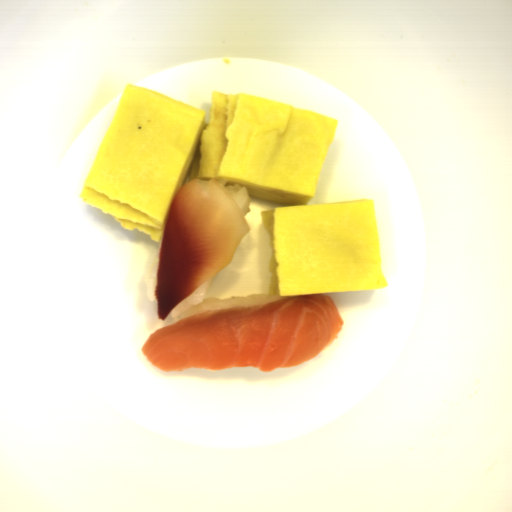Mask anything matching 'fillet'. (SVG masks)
I'll list each match as a JSON object with an SVG mask.
<instances>
[{"mask_svg": "<svg viewBox=\"0 0 512 512\" xmlns=\"http://www.w3.org/2000/svg\"><path fill=\"white\" fill-rule=\"evenodd\" d=\"M344 323L331 296L304 294L192 314L150 333L141 351L168 372H270L312 360L339 338Z\"/></svg>", "mask_w": 512, "mask_h": 512, "instance_id": "1", "label": "fillet"}, {"mask_svg": "<svg viewBox=\"0 0 512 512\" xmlns=\"http://www.w3.org/2000/svg\"><path fill=\"white\" fill-rule=\"evenodd\" d=\"M251 229L235 197L214 177L195 178L176 191L157 257L154 297L158 320L233 259Z\"/></svg>", "mask_w": 512, "mask_h": 512, "instance_id": "2", "label": "fillet"}]
</instances>
